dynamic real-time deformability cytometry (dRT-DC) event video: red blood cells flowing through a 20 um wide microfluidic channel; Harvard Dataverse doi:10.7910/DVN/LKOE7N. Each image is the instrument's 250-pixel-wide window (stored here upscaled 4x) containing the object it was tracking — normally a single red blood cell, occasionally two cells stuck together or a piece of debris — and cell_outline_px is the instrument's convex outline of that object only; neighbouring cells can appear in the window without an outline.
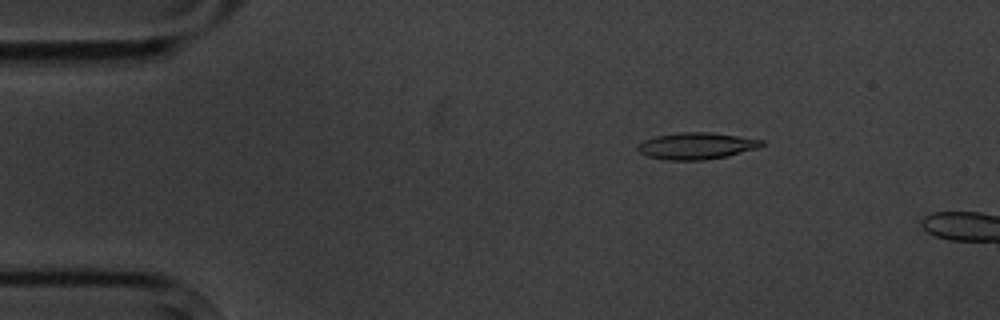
{"species": "common noctule bat (a hibernating species)", "species_latin": "Nyctalus noctula", "temperature_condition": "cold", "stored_images_in_passage": 4, "camera_frame_rate_fps": 3000, "um_per_image_px": 0.085, "animal": {"sex": "male", "body_mass_g": 20.1, "forearm_length_mm": 53.5}, "frame": {"image": 1, "passage_image": 3, "time_ms": 2.667, "image_size_px": [1000, 320], "cell_outline_px": [[764, 144], [756, 148], [724, 156], [704, 160], [664, 160], [648, 156], [640, 152], [636, 148], [636, 144], [644, 140], [656, 136], [680, 132], [712, 132], [764, 140]], "centroid_in_image_um": [59.14, 12.39], "position_along_channel_um": 25.9, "area_um2": 19.13}}